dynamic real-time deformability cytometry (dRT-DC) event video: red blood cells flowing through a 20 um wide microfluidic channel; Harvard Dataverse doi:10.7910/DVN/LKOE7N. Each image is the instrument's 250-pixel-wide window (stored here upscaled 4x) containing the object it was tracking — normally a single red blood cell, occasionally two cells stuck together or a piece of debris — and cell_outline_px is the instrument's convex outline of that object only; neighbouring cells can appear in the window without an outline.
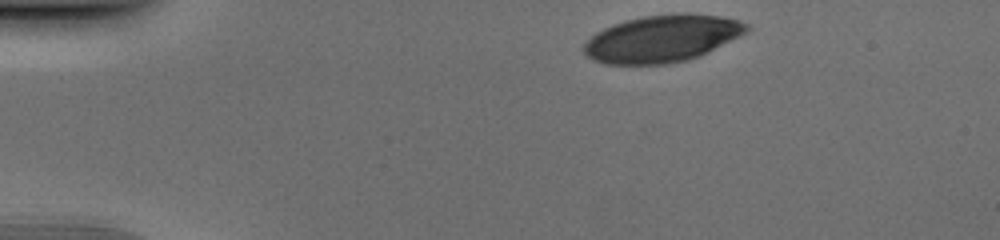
{"species": "human", "species_latin": "Homo sapiens", "temperature_condition": "cold", "stored_images_in_passage": 35, "camera_frame_rate_fps": 3000, "um_per_image_px": 0.085, "donor": {"sex": "male"}, "frame": {"image": 1, "passage_image": 1, "time_ms": 0.0, "image_size_px": [1000, 240], "cell_outline_px": [[748, 28], [744, 32], [708, 52], [700, 56], [688, 60], [668, 64], [604, 64], [592, 60], [584, 52], [584, 44], [596, 32], [604, 28], [628, 20], [644, 16], [720, 16], [736, 20], [748, 24]], "centroid_in_image_um": [56.2, 3.34], "position_along_channel_um": 28.8, "area_um2": 43.06}}
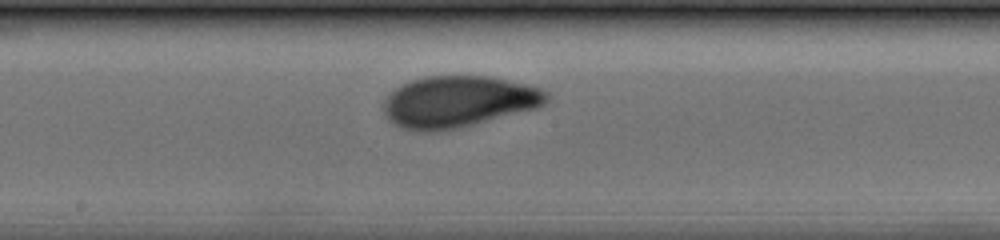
{"frame": {"image": 2, "passage_image": 20, "time_ms": 6.333, "image_size_px": [1000, 240], "cell_outline_px": [[548, 100], [544, 104], [536, 108], [460, 128], [436, 132], [416, 132], [400, 128], [392, 124], [384, 116], [384, 100], [396, 88], [412, 80], [428, 76], [488, 76], [528, 84], [544, 88], [548, 92]], "centroid_in_image_um": [38.96, 8.66], "position_along_channel_um": 209.2, "area_um2": 49.25}}
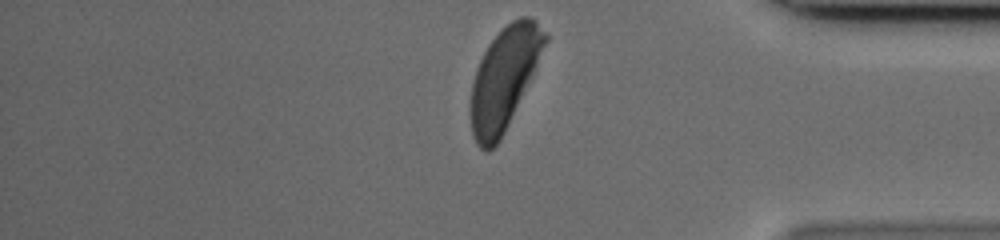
{"frame": {"image": 3, "passage_image": 35, "time_ms": 11.333, "image_size_px": [1000, 240], "cell_outline_px": [[548, 40], [532, 76], [500, 140], [488, 152], [480, 148], [476, 144], [472, 136], [468, 116], [468, 104], [472, 80], [476, 68], [488, 44], [512, 20], [520, 16], [528, 16], [536, 20], [548, 36]], "centroid_in_image_um": [42.8, 6.7], "position_along_channel_um": 392.4, "area_um2": 44.27}}